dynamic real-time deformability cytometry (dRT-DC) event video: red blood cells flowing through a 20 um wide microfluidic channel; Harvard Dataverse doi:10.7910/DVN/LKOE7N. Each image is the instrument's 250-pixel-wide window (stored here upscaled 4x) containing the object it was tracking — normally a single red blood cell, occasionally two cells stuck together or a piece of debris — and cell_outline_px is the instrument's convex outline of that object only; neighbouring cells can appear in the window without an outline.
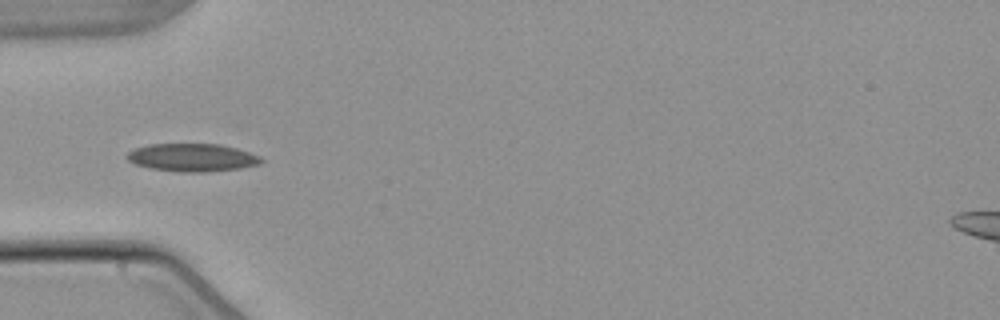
{"species": "common noctule bat (a hibernating species)", "species_latin": "Nyctalus noctula", "temperature_condition": "warm", "stored_images_in_passage": 5, "camera_frame_rate_fps": 3000, "um_per_image_px": 0.085, "animal": {"sex": "male", "body_mass_g": 21.5, "forearm_length_mm": 52.0}, "frame": {"image": 1, "passage_image": 4, "time_ms": 3.667, "image_size_px": [1000, 320], "cell_outline_px": [[264, 160], [260, 164], [240, 168], [204, 172], [180, 172], [152, 168], [136, 164], [128, 160], [124, 156], [128, 152], [136, 148], [148, 144], [220, 144], [236, 148], [260, 156]], "centroid_in_image_um": [16.34, 13.38], "position_along_channel_um": 68.7, "area_um2": 21.73}}
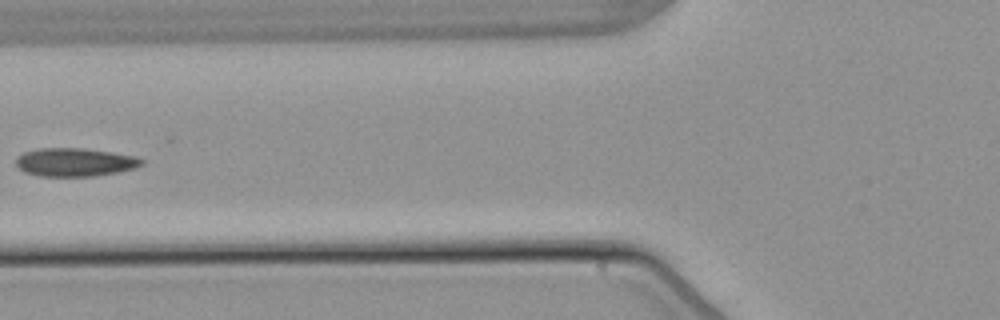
{"frame": {"image": 2, "passage_image": 5, "time_ms": 5.0, "image_size_px": [1000, 320], "cell_outline_px": [[144, 164], [136, 168], [96, 176], [40, 176], [24, 172], [16, 164], [16, 160], [24, 152], [40, 148], [80, 148], [112, 152], [136, 156], [144, 160]], "centroid_in_image_um": [6.4, 13.79], "position_along_channel_um": 119.4, "area_um2": 20.69}}